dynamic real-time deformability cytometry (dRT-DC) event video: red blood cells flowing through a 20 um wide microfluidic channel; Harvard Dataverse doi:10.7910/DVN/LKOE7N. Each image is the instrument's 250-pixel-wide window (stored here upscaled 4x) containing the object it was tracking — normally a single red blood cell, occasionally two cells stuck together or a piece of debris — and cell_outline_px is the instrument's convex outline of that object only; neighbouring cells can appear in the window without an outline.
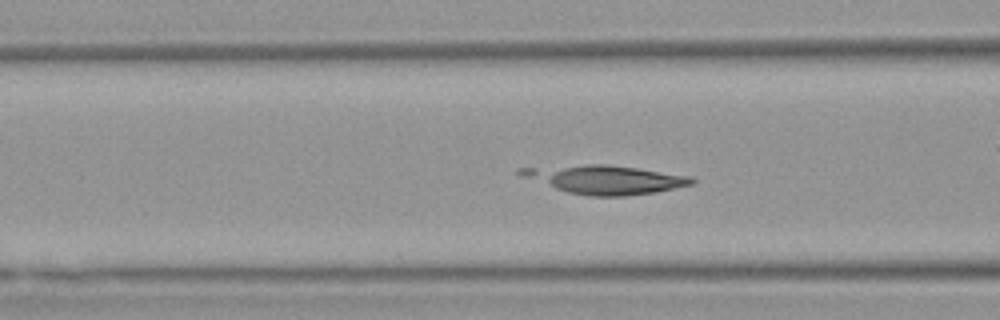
{"species": "Egyptian fruit bat (a non-hibernating species)", "species_latin": "Rousettus aegyptiacus", "temperature_condition": "warm", "stored_images_in_passage": 54, "camera_frame_rate_fps": 3000, "um_per_image_px": 0.085, "animal": {"sex": "female"}, "frame": {"image": 1, "passage_image": 21, "time_ms": 6.667, "image_size_px": [1000, 320], "cell_outline_px": [[696, 184], [656, 192], [624, 196], [588, 196], [568, 192], [520, 176], [516, 172], [516, 168], [584, 164], [608, 164], [692, 176], [696, 180]], "centroid_in_image_um": [51.44, 15.25], "position_along_channel_um": 115.2, "area_um2": 28.73}, "authors_computed_cell_mechanics": {"area_um2": 22.5709, "velocity_mm_per_s": 3.8179, "shape_relaxation_time_tau1_ms": 2.1166, "shape_relaxation_time_tau2_ms": null, "deformation_change_tau1": 0.2758, "deformation_change_tau2": null}}